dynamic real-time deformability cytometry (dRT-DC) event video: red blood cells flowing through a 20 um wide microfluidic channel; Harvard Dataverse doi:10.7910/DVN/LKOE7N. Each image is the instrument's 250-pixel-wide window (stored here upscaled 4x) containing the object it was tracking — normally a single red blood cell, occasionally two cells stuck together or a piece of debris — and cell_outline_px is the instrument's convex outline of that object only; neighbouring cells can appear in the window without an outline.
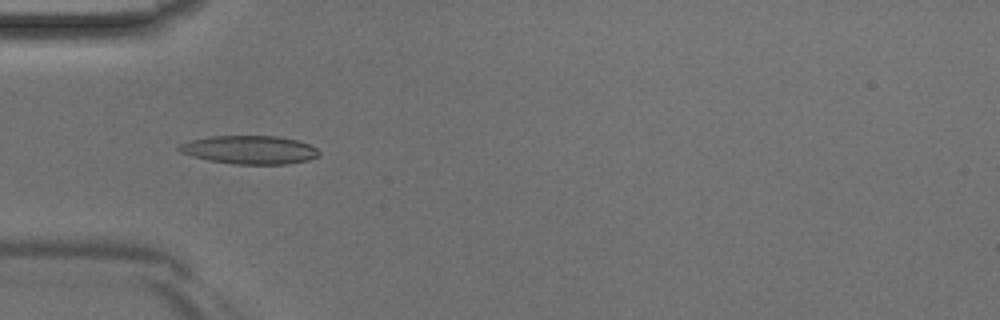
{"species": "Egyptian fruit bat (a non-hibernating species)", "species_latin": "Rousettus aegyptiacus", "temperature_condition": "room temperature", "stored_images_in_passage": 44, "camera_frame_rate_fps": 3000, "um_per_image_px": 0.085, "animal": {"sex": "male"}, "frame": {"image": 1, "passage_image": 14, "time_ms": 4.333, "image_size_px": [1000, 320], "cell_outline_px": [[320, 156], [308, 160], [288, 164], [236, 164], [208, 160], [192, 156], [180, 152], [176, 148], [180, 144], [192, 140], [208, 136], [276, 136], [296, 140], [308, 144], [316, 148], [320, 152]], "centroid_in_image_um": [21.22, 12.73], "position_along_channel_um": 63.8, "area_um2": 23.12}}
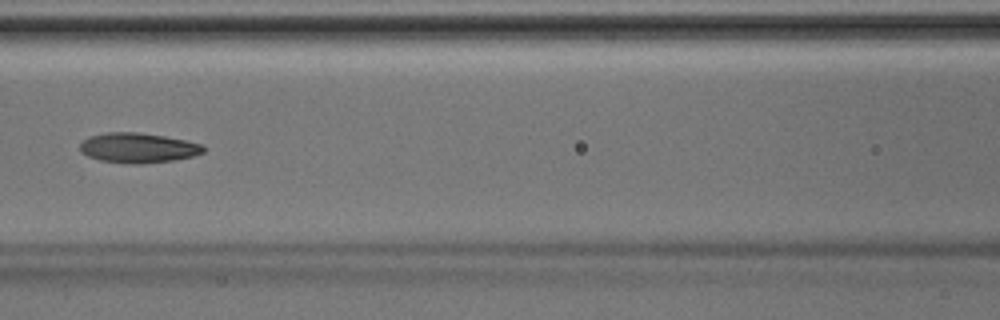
{"frame": {"image": 2, "passage_image": 20, "time_ms": 6.333, "image_size_px": [1000, 320], "cell_outline_px": [[204, 152], [192, 156], [172, 160], [136, 164], [100, 160], [88, 156], [80, 152], [80, 144], [88, 136], [104, 132], [140, 132], [164, 136], [204, 144]], "centroid_in_image_um": [11.71, 12.55], "position_along_channel_um": 154.9, "area_um2": 21.44}}
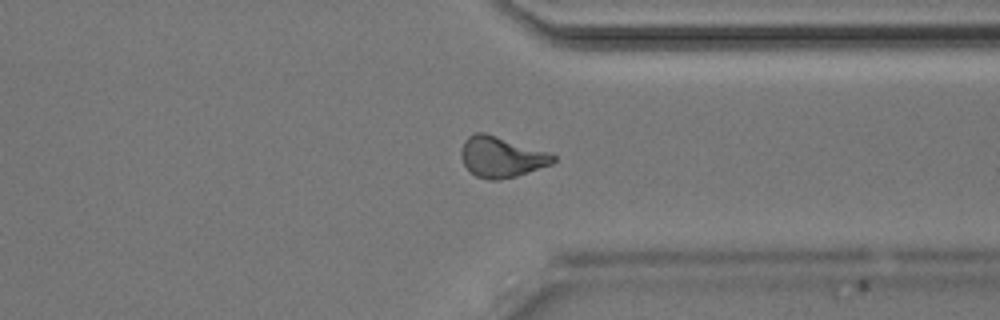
{"frame": {"image": 3, "passage_image": 34, "time_ms": 11.0, "image_size_px": [1000, 320], "cell_outline_px": [[556, 160], [552, 164], [516, 176], [500, 180], [488, 180], [476, 176], [464, 164], [460, 156], [460, 152], [464, 140], [468, 136], [476, 132], [484, 132], [552, 152], [556, 156]], "centroid_in_image_um": [42.64, 13.33], "position_along_channel_um": 368.8, "area_um2": 22.08}}